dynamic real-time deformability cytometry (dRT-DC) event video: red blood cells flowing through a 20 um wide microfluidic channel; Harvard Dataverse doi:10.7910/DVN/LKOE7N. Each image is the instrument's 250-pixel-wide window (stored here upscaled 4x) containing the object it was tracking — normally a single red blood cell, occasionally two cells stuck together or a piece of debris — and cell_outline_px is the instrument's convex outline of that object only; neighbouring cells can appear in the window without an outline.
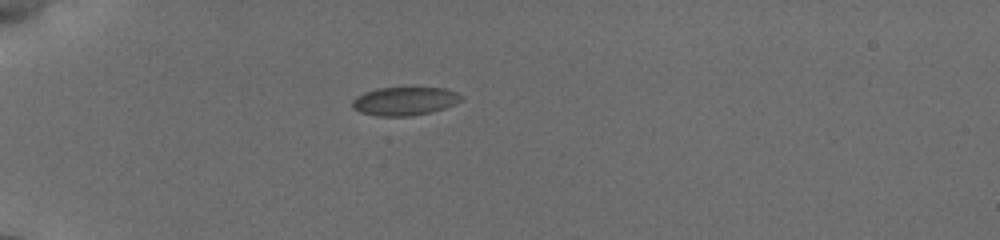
{"species": "common noctule bat (a hibernating species)", "species_latin": "Nyctalus noctula", "temperature_condition": "cold", "stored_images_in_passage": 28, "camera_frame_rate_fps": 3000, "um_per_image_px": 0.085, "animal": {"sex": "female", "body_mass_g": 19.5, "forearm_length_mm": 54.1}, "frame": {"image": 1, "passage_image": 1, "time_ms": 0.0, "image_size_px": [1000, 240], "cell_outline_px": [[460, 100], [444, 108], [412, 116], [376, 116], [360, 112], [352, 108], [352, 100], [356, 96], [364, 92], [376, 88], [444, 88], [456, 92], [460, 96]], "centroid_in_image_um": [34.31, 8.6], "position_along_channel_um": 50.7, "area_um2": 17.8}}
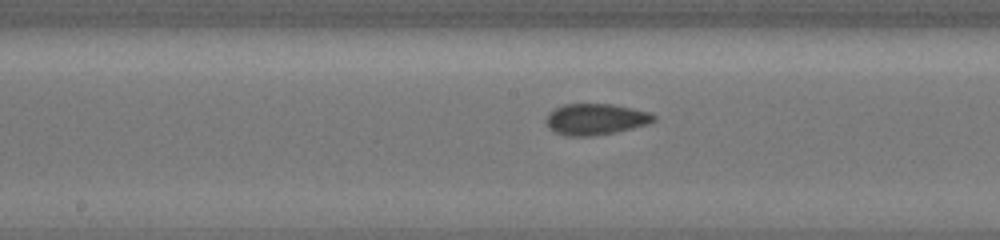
{"frame": {"image": 2, "passage_image": 16, "time_ms": 4.667, "image_size_px": [1000, 240], "cell_outline_px": [[656, 120], [648, 124], [616, 132], [592, 136], [564, 136], [548, 128], [544, 120], [548, 112], [564, 104], [612, 104], [652, 112], [656, 116]], "centroid_in_image_um": [50.62, 10.13], "position_along_channel_um": 197.6, "area_um2": 19.83}}
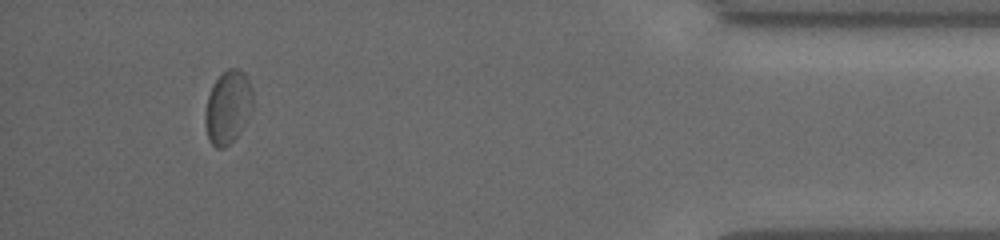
{"frame": {"image": 3, "passage_image": 28, "time_ms": 11.667, "image_size_px": [1000, 240], "cell_outline_px": [[252, 112], [240, 132], [224, 148], [216, 148], [208, 140], [204, 120], [204, 116], [208, 96], [212, 84], [228, 68], [236, 68], [244, 72], [252, 88]], "centroid_in_image_um": [19.37, 9.12], "position_along_channel_um": 415.8, "area_um2": 20.35}, "authors_computed_cell_mechanics": {"area_um2": 18.8139, "velocity_mm_per_s": 3.7916, "shape_relaxation_time_tau1_ms": 1.1717, "shape_relaxation_time_tau2_ms": 1.8959, "deformation_change_tau1": 0.0397, "deformation_change_tau2": 0.0489}}